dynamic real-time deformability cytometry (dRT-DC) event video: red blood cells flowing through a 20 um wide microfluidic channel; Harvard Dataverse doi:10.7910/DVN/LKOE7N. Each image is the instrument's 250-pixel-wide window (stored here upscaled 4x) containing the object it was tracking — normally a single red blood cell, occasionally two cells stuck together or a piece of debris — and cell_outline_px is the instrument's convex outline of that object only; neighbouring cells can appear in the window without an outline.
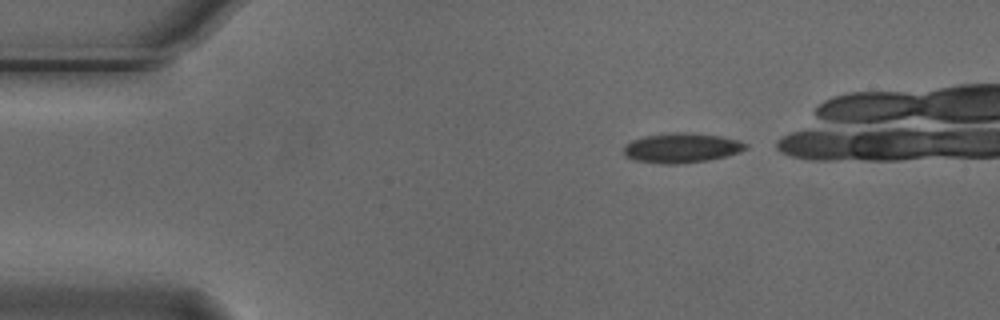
{"species": "Egyptian fruit bat (a non-hibernating species)", "species_latin": "Rousettus aegyptiacus", "temperature_condition": "cold", "stored_images_in_passage": 4, "camera_frame_rate_fps": 3000, "um_per_image_px": 0.085, "animal": {"sex": "male"}, "frame": {"image": 1, "passage_image": 1, "time_ms": 0.0, "image_size_px": [1000, 320], "cell_outline_px": [[748, 148], [740, 152], [708, 160], [680, 164], [660, 164], [636, 160], [624, 156], [624, 144], [632, 140], [644, 136], [668, 132], [688, 132], [720, 136], [740, 140], [748, 144]], "centroid_in_image_um": [57.93, 12.56], "position_along_channel_um": 27.1, "area_um2": 21.39}}